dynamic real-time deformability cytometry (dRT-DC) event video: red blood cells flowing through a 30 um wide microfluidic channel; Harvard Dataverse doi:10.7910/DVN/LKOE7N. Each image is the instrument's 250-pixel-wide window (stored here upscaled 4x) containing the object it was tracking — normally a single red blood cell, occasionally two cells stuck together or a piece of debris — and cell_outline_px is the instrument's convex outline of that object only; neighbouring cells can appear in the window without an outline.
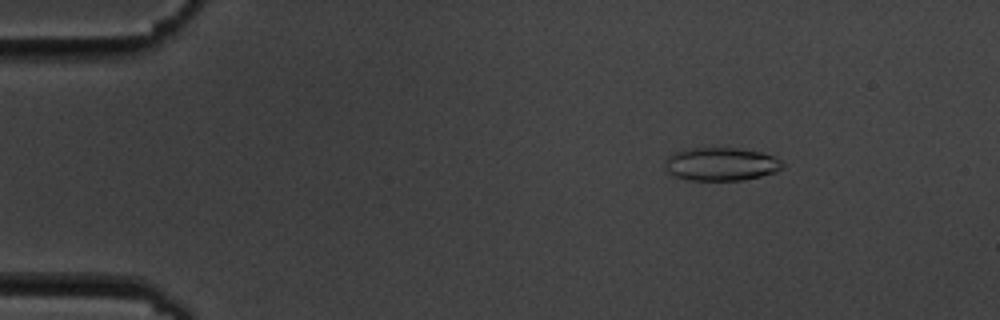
{"species": "common noctule bat (a hibernating species)", "species_latin": "Nyctalus noctula", "temperature_condition": "cold", "stored_images_in_passage": 6, "camera_frame_rate_fps": 3000, "um_per_image_px": 0.085, "animal": {"sex": "male", "body_mass_g": 19.5, "forearm_length_mm": 54.6}, "frame": {"image": 1, "passage_image": 3, "time_ms": 2.333, "image_size_px": [1000, 320], "cell_outline_px": [[784, 168], [776, 172], [760, 176], [740, 180], [688, 180], [676, 176], [668, 172], [664, 168], [664, 160], [672, 152], [688, 148], [740, 148], [760, 152], [772, 156], [780, 160], [784, 164]], "centroid_in_image_um": [61.25, 13.94], "position_along_channel_um": 23.7, "area_um2": 22.89}}